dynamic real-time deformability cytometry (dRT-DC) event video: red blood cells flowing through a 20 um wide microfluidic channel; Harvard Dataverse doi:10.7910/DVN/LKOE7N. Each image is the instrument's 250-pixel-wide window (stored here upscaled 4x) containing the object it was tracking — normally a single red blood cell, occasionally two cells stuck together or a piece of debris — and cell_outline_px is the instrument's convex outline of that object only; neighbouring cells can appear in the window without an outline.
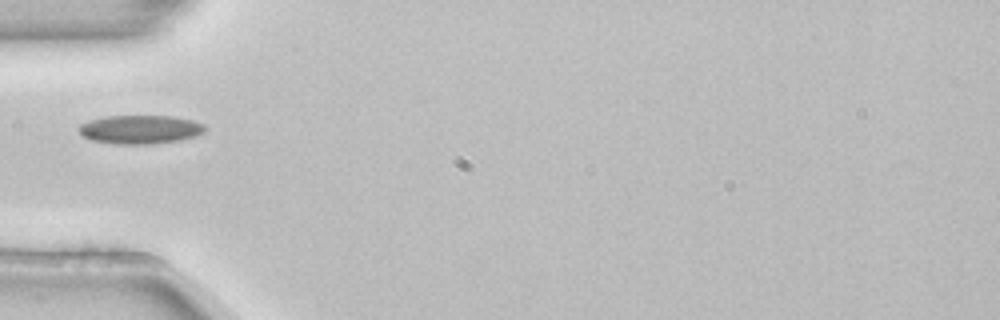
{"species": "common noctule bat (a hibernating species)", "species_latin": "Nyctalus noctula", "temperature_condition": "room temperature", "stored_images_in_passage": 1, "camera_frame_rate_fps": 3000, "um_per_image_px": 0.085, "animal": {"sex": "female", "body_mass_g": 22.7, "forearm_length_mm": 54.2}, "frame": {"image": 1, "passage_image": 1, "time_ms": 0.0, "image_size_px": [1000, 320], "cell_outline_px": [[208, 128], [204, 132], [196, 136], [180, 140], [152, 144], [116, 144], [92, 140], [84, 136], [80, 132], [80, 124], [88, 120], [108, 116], [172, 116], [192, 120], [204, 124]], "centroid_in_image_um": [11.96, 11.0], "position_along_channel_um": 73.0, "area_um2": 21.1}}